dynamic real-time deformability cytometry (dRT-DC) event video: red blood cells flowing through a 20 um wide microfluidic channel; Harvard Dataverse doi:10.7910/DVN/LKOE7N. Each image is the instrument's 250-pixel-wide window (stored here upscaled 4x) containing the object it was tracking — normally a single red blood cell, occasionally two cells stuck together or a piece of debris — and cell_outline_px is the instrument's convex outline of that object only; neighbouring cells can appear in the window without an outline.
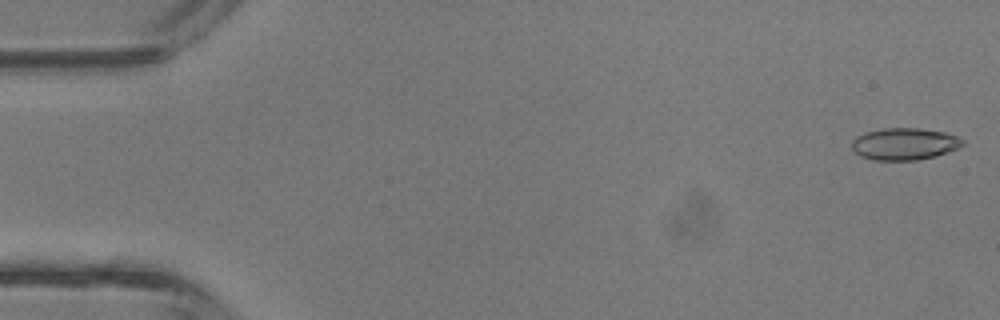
{"species": "common noctule bat (a hibernating species)", "species_latin": "Nyctalus noctula", "temperature_condition": "room temperature", "stored_images_in_passage": 4, "camera_frame_rate_fps": 3000, "um_per_image_px": 0.085, "animal": {"sex": "male", "body_mass_g": 13.3}, "frame": {"image": 1, "passage_image": 1, "time_ms": 0.0, "image_size_px": [1000, 320], "cell_outline_px": [[964, 144], [948, 152], [936, 156], [920, 160], [872, 160], [860, 156], [852, 148], [852, 140], [856, 136], [868, 132], [884, 128], [920, 128], [944, 132], [956, 136], [964, 140]], "centroid_in_image_um": [76.88, 12.24], "position_along_channel_um": 8.1, "area_um2": 20.63}}
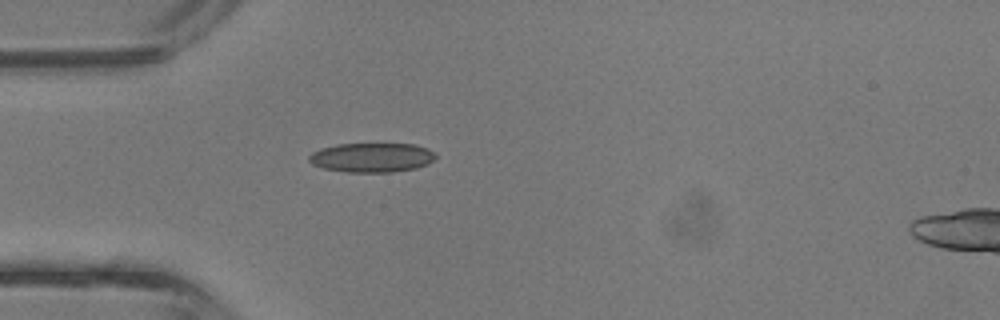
{"frame": {"image": 2, "passage_image": 4, "time_ms": 1.0, "image_size_px": [1000, 320], "cell_outline_px": [[436, 156], [428, 164], [416, 168], [392, 172], [348, 172], [324, 168], [312, 164], [308, 160], [308, 156], [312, 152], [320, 148], [336, 144], [416, 144], [428, 148]], "centroid_in_image_um": [31.58, 13.38], "position_along_channel_um": 53.4, "area_um2": 21.68}}